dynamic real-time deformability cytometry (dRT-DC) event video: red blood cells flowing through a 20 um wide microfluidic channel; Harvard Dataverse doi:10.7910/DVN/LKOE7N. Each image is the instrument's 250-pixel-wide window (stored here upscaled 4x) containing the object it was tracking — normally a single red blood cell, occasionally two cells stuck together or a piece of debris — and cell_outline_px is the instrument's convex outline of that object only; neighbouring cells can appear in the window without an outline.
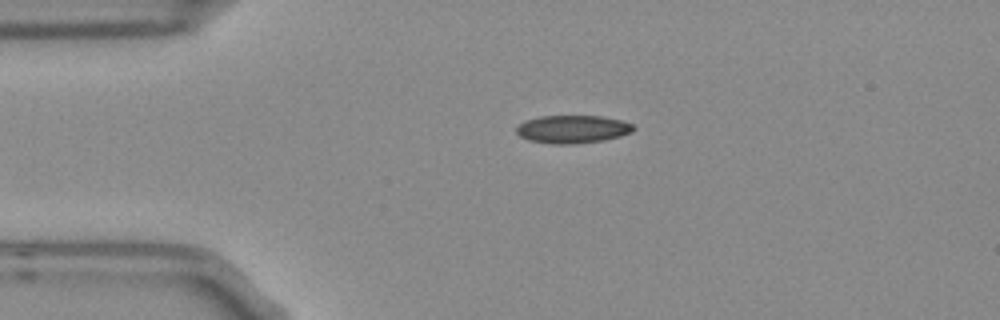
{"species": "Egyptian fruit bat (a non-hibernating species)", "species_latin": "Rousettus aegyptiacus", "temperature_condition": "room temperature", "stored_images_in_passage": 2, "camera_frame_rate_fps": 3000, "um_per_image_px": 0.085, "frame": {"image": 1, "passage_image": 1, "time_ms": 0.0, "image_size_px": [1000, 320], "cell_outline_px": [[636, 128], [632, 132], [620, 136], [604, 140], [572, 144], [552, 144], [528, 140], [520, 136], [516, 132], [516, 128], [524, 120], [540, 116], [600, 116], [620, 120], [632, 124]], "centroid_in_image_um": [48.65, 10.98], "position_along_channel_um": 36.3, "area_um2": 19.07}}